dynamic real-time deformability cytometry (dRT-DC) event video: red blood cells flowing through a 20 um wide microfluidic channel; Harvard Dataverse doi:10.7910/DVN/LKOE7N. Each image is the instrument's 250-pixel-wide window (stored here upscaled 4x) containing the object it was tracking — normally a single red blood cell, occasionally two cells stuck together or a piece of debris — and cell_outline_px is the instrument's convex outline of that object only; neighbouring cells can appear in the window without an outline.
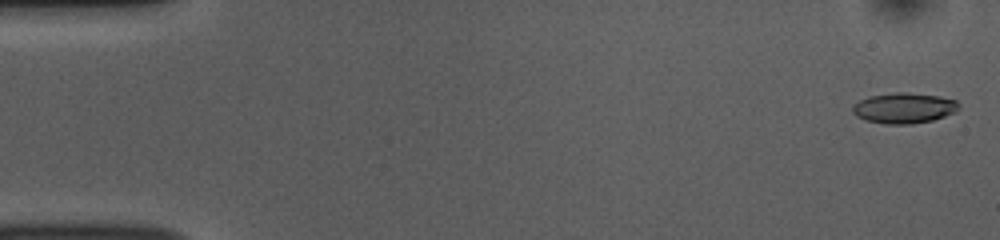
{"species": "common noctule bat (a hibernating species)", "species_latin": "Nyctalus noctula", "temperature_condition": "room temperature", "stored_images_in_passage": 53, "camera_frame_rate_fps": 3000, "um_per_image_px": 0.085, "animal": {"sex": "female", "body_mass_g": 10.0, "forearm_length_mm": 53.1}, "frame": {"image": 1, "passage_image": 2, "time_ms": 0.333, "image_size_px": [1000, 240], "cell_outline_px": [[960, 108], [944, 116], [932, 120], [912, 124], [888, 124], [864, 120], [856, 116], [852, 112], [852, 104], [868, 96], [896, 92], [904, 92], [936, 96], [956, 100], [960, 104]], "centroid_in_image_um": [76.79, 9.18], "position_along_channel_um": 8.2, "area_um2": 18.84}}
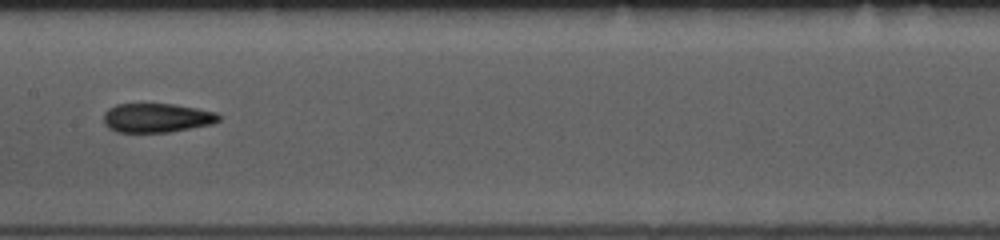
{"frame": {"image": 2, "passage_image": 27, "time_ms": 8.667, "image_size_px": [1000, 240], "cell_outline_px": [[220, 120], [212, 124], [168, 132], [116, 132], [108, 128], [104, 124], [104, 112], [108, 108], [116, 104], [172, 104], [196, 108], [216, 112], [220, 116]], "centroid_in_image_um": [13.29, 10.02], "position_along_channel_um": 194.1, "area_um2": 19.54}}
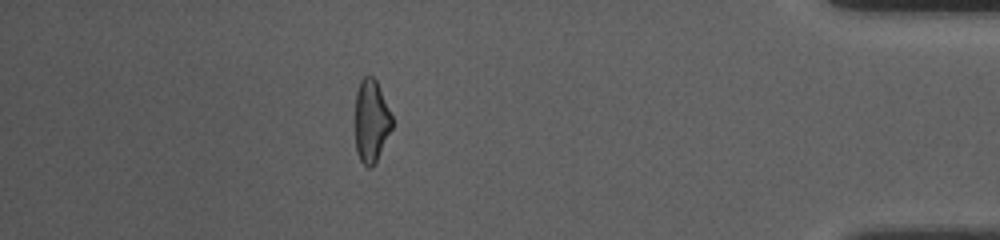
{"frame": {"image": 3, "passage_image": 47, "time_ms": 15.333, "image_size_px": [1000, 240], "cell_outline_px": [[392, 128], [372, 168], [368, 168], [360, 160], [356, 152], [356, 92], [360, 80], [364, 76], [372, 76], [376, 80], [380, 88], [392, 116]], "centroid_in_image_um": [31.55, 10.27], "position_along_channel_um": 403.6, "area_um2": 17.57}, "authors_computed_cell_mechanics": {"area_um2": 19.0162, "velocity_mm_per_s": 3.8135, "shape_relaxation_time_tau1_ms": 5.1772, "shape_relaxation_time_tau2_ms": 3.4154, "deformation_change_tau1": 0.1782, "deformation_change_tau2": 0.1348}}